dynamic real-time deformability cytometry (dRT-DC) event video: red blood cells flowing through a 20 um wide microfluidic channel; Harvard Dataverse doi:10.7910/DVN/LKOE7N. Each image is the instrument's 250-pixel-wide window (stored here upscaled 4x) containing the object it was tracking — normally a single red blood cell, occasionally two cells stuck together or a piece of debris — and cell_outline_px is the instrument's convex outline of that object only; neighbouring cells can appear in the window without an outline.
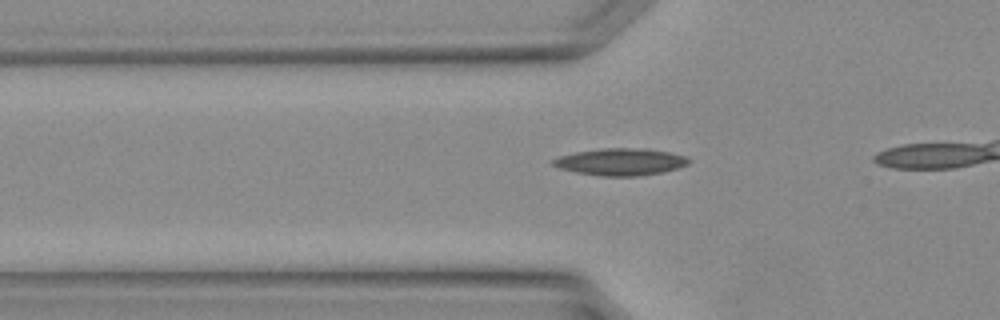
{"species": "Egyptian fruit bat (a non-hibernating species)", "species_latin": "Rousettus aegyptiacus", "temperature_condition": "warm", "stored_images_in_passage": 8, "camera_frame_rate_fps": 3000, "um_per_image_px": 0.085, "animal": {"sex": "female"}, "frame": {"image": 1, "passage_image": 2, "time_ms": 0.333, "image_size_px": [1000, 320], "cell_outline_px": [[688, 164], [664, 172], [636, 176], [600, 176], [576, 172], [560, 168], [552, 164], [552, 160], [560, 156], [576, 152], [604, 148], [644, 148], [668, 152], [688, 156]], "centroid_in_image_um": [52.76, 13.75], "position_along_channel_um": 73.0, "area_um2": 21.21}}
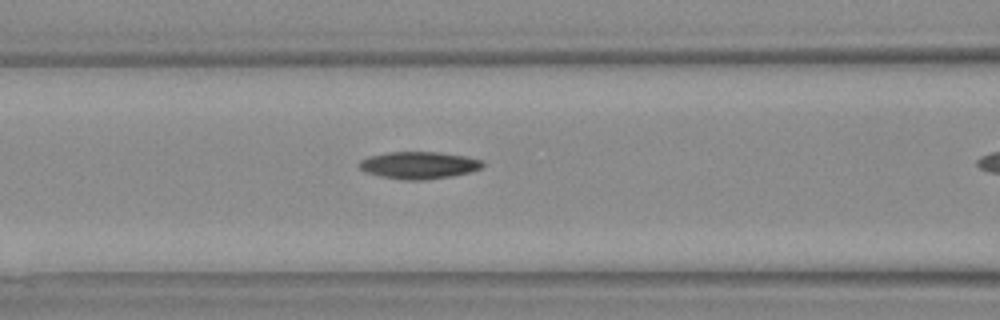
{"frame": {"image": 2, "passage_image": 5, "time_ms": 1.333, "image_size_px": [1000, 320], "cell_outline_px": [[484, 164], [480, 168], [468, 172], [452, 176], [428, 180], [404, 180], [380, 176], [364, 172], [360, 168], [360, 160], [368, 156], [388, 152], [440, 152], [468, 156], [484, 160]], "centroid_in_image_um": [35.62, 14.04], "position_along_channel_um": 131.0, "area_um2": 19.71}}